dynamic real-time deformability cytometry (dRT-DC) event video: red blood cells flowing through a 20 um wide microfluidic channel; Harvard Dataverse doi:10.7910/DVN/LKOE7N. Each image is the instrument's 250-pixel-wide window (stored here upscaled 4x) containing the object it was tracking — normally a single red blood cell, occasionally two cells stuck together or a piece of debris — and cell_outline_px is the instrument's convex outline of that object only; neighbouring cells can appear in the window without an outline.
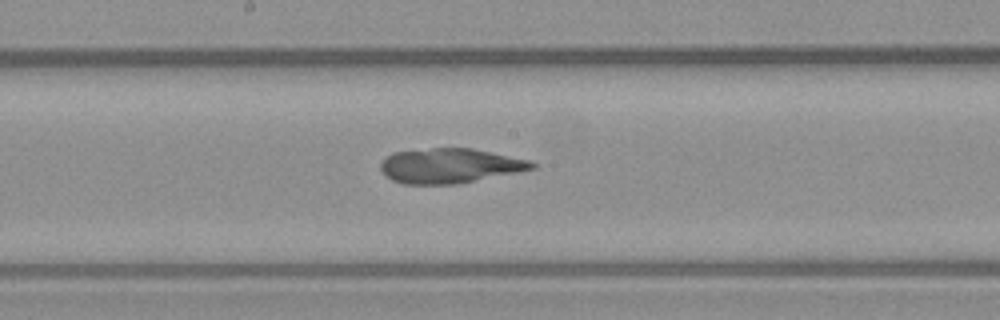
{"species": "common noctule bat (a hibernating species)", "species_latin": "Nyctalus noctula", "temperature_condition": "warm", "stored_images_in_passage": 52, "camera_frame_rate_fps": 3000, "um_per_image_px": 0.085, "animal": {"sex": "male", "body_mass_g": 23.1, "forearm_length_mm": 52.7}, "frame": {"image": 1, "passage_image": 28, "time_ms": 9.0, "image_size_px": [1000, 320], "cell_outline_px": [[536, 168], [456, 184], [404, 184], [392, 180], [380, 168], [380, 164], [392, 152], [432, 148], [472, 148], [528, 160], [536, 164]], "centroid_in_image_um": [38.22, 14.08], "position_along_channel_um": 210.0, "area_um2": 30.23}}
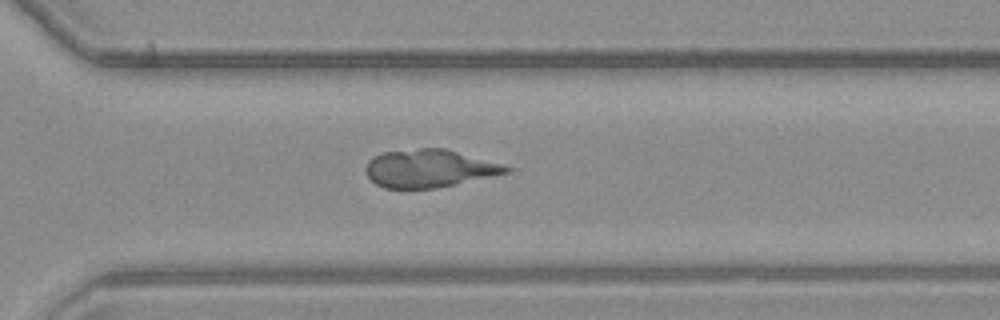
{"frame": {"image": 2, "passage_image": 38, "time_ms": 12.333, "image_size_px": [1000, 320], "cell_outline_px": [[512, 168], [508, 172], [436, 188], [384, 188], [376, 184], [368, 176], [364, 168], [368, 160], [372, 156], [380, 152], [420, 148], [444, 148], [500, 164]], "centroid_in_image_um": [36.38, 14.31], "position_along_channel_um": 334.2, "area_um2": 30.58}}
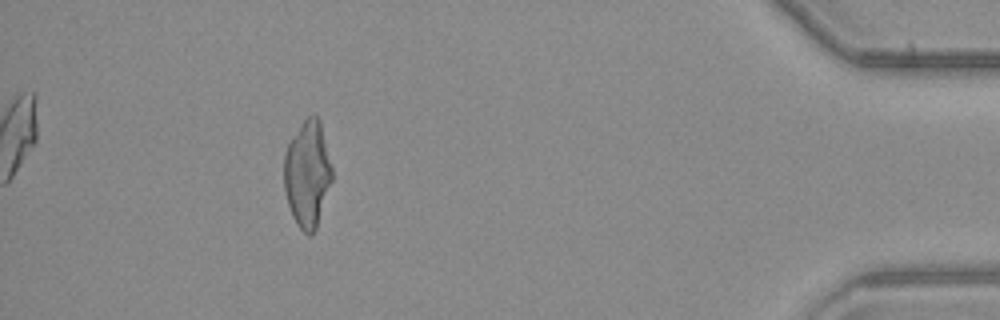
{"frame": {"image": 3, "passage_image": 49, "time_ms": 16.0, "image_size_px": [1000, 320], "cell_outline_px": [[332, 180], [316, 228], [308, 236], [296, 224], [292, 216], [288, 204], [284, 188], [284, 156], [288, 144], [304, 120], [312, 112], [320, 120], [332, 168]], "centroid_in_image_um": [26.13, 14.79], "position_along_channel_um": 409.1, "area_um2": 29.54}}